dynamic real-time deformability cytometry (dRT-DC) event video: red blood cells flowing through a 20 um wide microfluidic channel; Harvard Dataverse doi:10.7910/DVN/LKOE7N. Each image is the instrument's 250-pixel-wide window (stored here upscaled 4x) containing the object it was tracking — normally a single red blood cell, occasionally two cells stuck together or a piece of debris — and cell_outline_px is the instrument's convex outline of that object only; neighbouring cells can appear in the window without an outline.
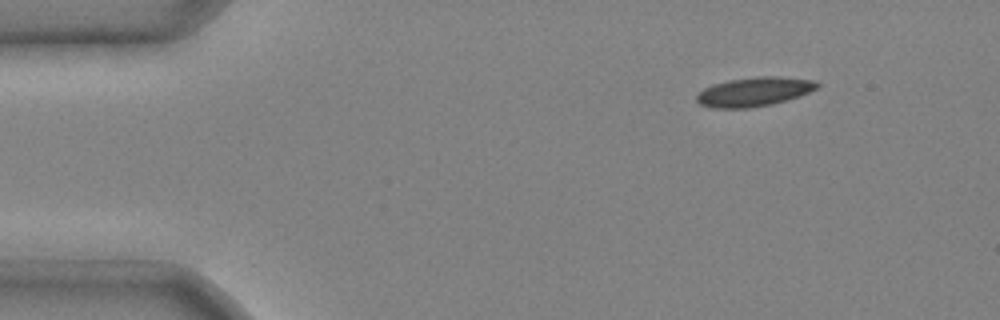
{"species": "common noctule bat (a hibernating species)", "species_latin": "Nyctalus noctula", "temperature_condition": "cold", "stored_images_in_passage": 3, "camera_frame_rate_fps": 3000, "um_per_image_px": 0.085, "animal": {"sex": "male", "body_mass_g": 20.4}, "frame": {"image": 1, "passage_image": 1, "time_ms": 0.0, "image_size_px": [1000, 320], "cell_outline_px": [[820, 84], [816, 88], [800, 96], [772, 104], [748, 108], [712, 108], [700, 104], [696, 100], [696, 92], [712, 84], [728, 80], [756, 76], [776, 76], [816, 80]], "centroid_in_image_um": [64.07, 7.79], "position_along_channel_um": 20.9, "area_um2": 20.63}}